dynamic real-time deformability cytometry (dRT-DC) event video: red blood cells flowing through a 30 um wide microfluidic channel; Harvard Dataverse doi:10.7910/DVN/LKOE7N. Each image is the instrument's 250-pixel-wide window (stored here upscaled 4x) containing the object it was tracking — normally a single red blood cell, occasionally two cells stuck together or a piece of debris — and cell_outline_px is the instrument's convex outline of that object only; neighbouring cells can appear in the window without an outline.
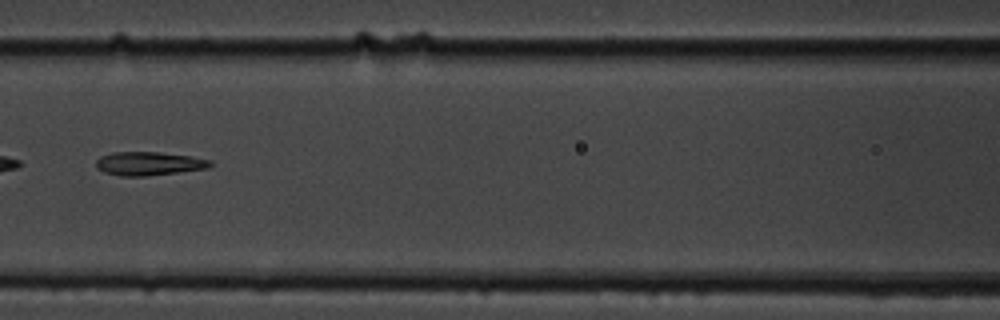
{"species": "common noctule bat (a hibernating species)", "species_latin": "Nyctalus noctula", "temperature_condition": "cold", "stored_images_in_passage": 8, "camera_frame_rate_fps": 3000, "um_per_image_px": 0.085, "animal": {"sex": "male", "body_mass_g": 19.5, "forearm_length_mm": 54.6}, "frame": {"image": 1, "passage_image": 8, "time_ms": 8.0, "image_size_px": [1000, 320], "cell_outline_px": [[212, 164], [208, 168], [144, 176], [120, 176], [104, 172], [96, 168], [96, 160], [100, 156], [112, 152], [156, 152], [188, 156], [212, 160]], "centroid_in_image_um": [12.6, 13.9], "position_along_channel_um": 154.0, "area_um2": 15.55}}